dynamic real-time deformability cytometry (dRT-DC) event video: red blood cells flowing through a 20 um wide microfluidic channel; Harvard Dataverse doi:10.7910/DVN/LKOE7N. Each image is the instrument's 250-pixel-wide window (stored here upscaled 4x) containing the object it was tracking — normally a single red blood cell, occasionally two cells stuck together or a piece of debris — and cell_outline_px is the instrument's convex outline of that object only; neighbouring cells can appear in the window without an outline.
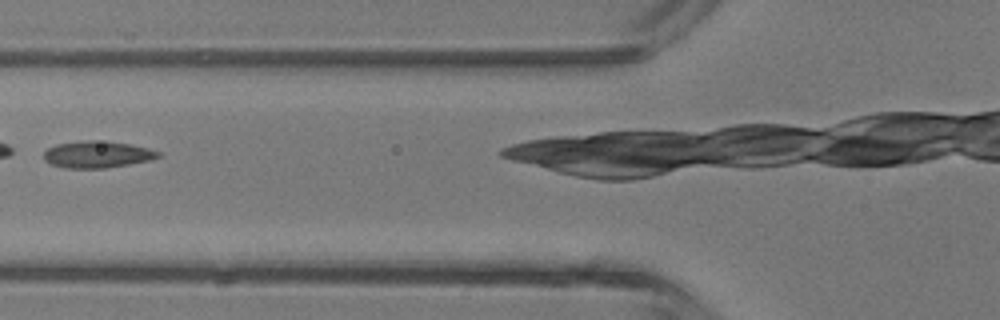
{"species": "common noctule bat (a hibernating species)", "species_latin": "Nyctalus noctula", "temperature_condition": "room temperature", "stored_images_in_passage": 3, "camera_frame_rate_fps": 3000, "um_per_image_px": 0.085, "animal": {"sex": "male", "body_mass_g": 13.3}, "frame": {"image": 1, "passage_image": 2, "time_ms": 1.333, "image_size_px": [1000, 320], "cell_outline_px": [[160, 156], [152, 160], [104, 168], [64, 168], [52, 164], [44, 160], [44, 152], [48, 148], [56, 144], [80, 140], [92, 140], [128, 144], [148, 148], [160, 152]], "centroid_in_image_um": [8.24, 13.13], "position_along_channel_um": 117.6, "area_um2": 17.74}}